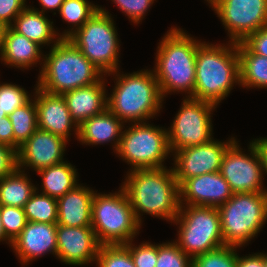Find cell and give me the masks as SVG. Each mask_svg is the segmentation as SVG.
Here are the masks:
<instances>
[{
  "label": "cell",
  "instance_id": "obj_1",
  "mask_svg": "<svg viewBox=\"0 0 267 267\" xmlns=\"http://www.w3.org/2000/svg\"><path fill=\"white\" fill-rule=\"evenodd\" d=\"M121 187L126 192L135 217L140 224L141 213L171 222L178 216L179 185L172 168L129 171Z\"/></svg>",
  "mask_w": 267,
  "mask_h": 267
},
{
  "label": "cell",
  "instance_id": "obj_2",
  "mask_svg": "<svg viewBox=\"0 0 267 267\" xmlns=\"http://www.w3.org/2000/svg\"><path fill=\"white\" fill-rule=\"evenodd\" d=\"M197 41L180 28L172 27L159 42L153 72L162 97L183 92L193 98L196 76Z\"/></svg>",
  "mask_w": 267,
  "mask_h": 267
},
{
  "label": "cell",
  "instance_id": "obj_3",
  "mask_svg": "<svg viewBox=\"0 0 267 267\" xmlns=\"http://www.w3.org/2000/svg\"><path fill=\"white\" fill-rule=\"evenodd\" d=\"M210 44L197 47L196 76L193 98L218 106L228 96L235 83L240 85L237 43Z\"/></svg>",
  "mask_w": 267,
  "mask_h": 267
},
{
  "label": "cell",
  "instance_id": "obj_4",
  "mask_svg": "<svg viewBox=\"0 0 267 267\" xmlns=\"http://www.w3.org/2000/svg\"><path fill=\"white\" fill-rule=\"evenodd\" d=\"M110 74L116 75V84L107 97V109L123 123L147 122L160 112L163 97L153 70L121 75L117 70Z\"/></svg>",
  "mask_w": 267,
  "mask_h": 267
},
{
  "label": "cell",
  "instance_id": "obj_5",
  "mask_svg": "<svg viewBox=\"0 0 267 267\" xmlns=\"http://www.w3.org/2000/svg\"><path fill=\"white\" fill-rule=\"evenodd\" d=\"M44 55L37 87L64 94L80 87L99 82L102 71L90 62L68 39H61Z\"/></svg>",
  "mask_w": 267,
  "mask_h": 267
},
{
  "label": "cell",
  "instance_id": "obj_6",
  "mask_svg": "<svg viewBox=\"0 0 267 267\" xmlns=\"http://www.w3.org/2000/svg\"><path fill=\"white\" fill-rule=\"evenodd\" d=\"M91 227L100 245L126 244L139 233L141 224L122 187L114 194L94 193Z\"/></svg>",
  "mask_w": 267,
  "mask_h": 267
},
{
  "label": "cell",
  "instance_id": "obj_7",
  "mask_svg": "<svg viewBox=\"0 0 267 267\" xmlns=\"http://www.w3.org/2000/svg\"><path fill=\"white\" fill-rule=\"evenodd\" d=\"M224 245L242 247L267 221V192L234 193L218 207Z\"/></svg>",
  "mask_w": 267,
  "mask_h": 267
},
{
  "label": "cell",
  "instance_id": "obj_8",
  "mask_svg": "<svg viewBox=\"0 0 267 267\" xmlns=\"http://www.w3.org/2000/svg\"><path fill=\"white\" fill-rule=\"evenodd\" d=\"M114 20L104 8L99 10L67 39L106 76L119 68V39Z\"/></svg>",
  "mask_w": 267,
  "mask_h": 267
},
{
  "label": "cell",
  "instance_id": "obj_9",
  "mask_svg": "<svg viewBox=\"0 0 267 267\" xmlns=\"http://www.w3.org/2000/svg\"><path fill=\"white\" fill-rule=\"evenodd\" d=\"M173 223L179 224L176 243L191 259L224 246L216 207L180 205Z\"/></svg>",
  "mask_w": 267,
  "mask_h": 267
},
{
  "label": "cell",
  "instance_id": "obj_10",
  "mask_svg": "<svg viewBox=\"0 0 267 267\" xmlns=\"http://www.w3.org/2000/svg\"><path fill=\"white\" fill-rule=\"evenodd\" d=\"M116 154L130 164L132 170L165 167L170 154L167 130L149 123H134L122 132Z\"/></svg>",
  "mask_w": 267,
  "mask_h": 267
},
{
  "label": "cell",
  "instance_id": "obj_11",
  "mask_svg": "<svg viewBox=\"0 0 267 267\" xmlns=\"http://www.w3.org/2000/svg\"><path fill=\"white\" fill-rule=\"evenodd\" d=\"M216 107L208 101L184 99L171 128L167 129L170 152L210 142L213 139L211 112Z\"/></svg>",
  "mask_w": 267,
  "mask_h": 267
},
{
  "label": "cell",
  "instance_id": "obj_12",
  "mask_svg": "<svg viewBox=\"0 0 267 267\" xmlns=\"http://www.w3.org/2000/svg\"><path fill=\"white\" fill-rule=\"evenodd\" d=\"M229 33V42H243L267 25V0H206Z\"/></svg>",
  "mask_w": 267,
  "mask_h": 267
},
{
  "label": "cell",
  "instance_id": "obj_13",
  "mask_svg": "<svg viewBox=\"0 0 267 267\" xmlns=\"http://www.w3.org/2000/svg\"><path fill=\"white\" fill-rule=\"evenodd\" d=\"M234 141L225 151L220 173L228 182L233 193L267 192L263 188L262 161L253 142L249 145V154H245Z\"/></svg>",
  "mask_w": 267,
  "mask_h": 267
},
{
  "label": "cell",
  "instance_id": "obj_14",
  "mask_svg": "<svg viewBox=\"0 0 267 267\" xmlns=\"http://www.w3.org/2000/svg\"><path fill=\"white\" fill-rule=\"evenodd\" d=\"M236 139L232 137L227 142L212 139L202 145H195L177 150L174 156V176L180 185L184 180L205 173L220 171L222 158L227 148Z\"/></svg>",
  "mask_w": 267,
  "mask_h": 267
},
{
  "label": "cell",
  "instance_id": "obj_15",
  "mask_svg": "<svg viewBox=\"0 0 267 267\" xmlns=\"http://www.w3.org/2000/svg\"><path fill=\"white\" fill-rule=\"evenodd\" d=\"M68 141L49 131L37 129L18 149L17 167L33 168L36 172L42 168L63 162Z\"/></svg>",
  "mask_w": 267,
  "mask_h": 267
},
{
  "label": "cell",
  "instance_id": "obj_16",
  "mask_svg": "<svg viewBox=\"0 0 267 267\" xmlns=\"http://www.w3.org/2000/svg\"><path fill=\"white\" fill-rule=\"evenodd\" d=\"M56 240V257L65 264L84 266L96 262L100 244L91 226L57 225Z\"/></svg>",
  "mask_w": 267,
  "mask_h": 267
},
{
  "label": "cell",
  "instance_id": "obj_17",
  "mask_svg": "<svg viewBox=\"0 0 267 267\" xmlns=\"http://www.w3.org/2000/svg\"><path fill=\"white\" fill-rule=\"evenodd\" d=\"M233 194L220 171L186 179L179 185L180 205L218 208L225 204Z\"/></svg>",
  "mask_w": 267,
  "mask_h": 267
},
{
  "label": "cell",
  "instance_id": "obj_18",
  "mask_svg": "<svg viewBox=\"0 0 267 267\" xmlns=\"http://www.w3.org/2000/svg\"><path fill=\"white\" fill-rule=\"evenodd\" d=\"M34 90L38 128L58 135L67 141L71 130L74 129L78 138L79 126L70 116L63 96L46 92L37 86Z\"/></svg>",
  "mask_w": 267,
  "mask_h": 267
},
{
  "label": "cell",
  "instance_id": "obj_19",
  "mask_svg": "<svg viewBox=\"0 0 267 267\" xmlns=\"http://www.w3.org/2000/svg\"><path fill=\"white\" fill-rule=\"evenodd\" d=\"M56 230L57 223L27 222L11 245L21 264L48 252L57 255Z\"/></svg>",
  "mask_w": 267,
  "mask_h": 267
},
{
  "label": "cell",
  "instance_id": "obj_20",
  "mask_svg": "<svg viewBox=\"0 0 267 267\" xmlns=\"http://www.w3.org/2000/svg\"><path fill=\"white\" fill-rule=\"evenodd\" d=\"M105 79L62 94L70 116L80 126L84 121L107 109Z\"/></svg>",
  "mask_w": 267,
  "mask_h": 267
},
{
  "label": "cell",
  "instance_id": "obj_21",
  "mask_svg": "<svg viewBox=\"0 0 267 267\" xmlns=\"http://www.w3.org/2000/svg\"><path fill=\"white\" fill-rule=\"evenodd\" d=\"M94 193V190L79 184L73 190L58 198L57 225L68 227L91 226Z\"/></svg>",
  "mask_w": 267,
  "mask_h": 267
},
{
  "label": "cell",
  "instance_id": "obj_22",
  "mask_svg": "<svg viewBox=\"0 0 267 267\" xmlns=\"http://www.w3.org/2000/svg\"><path fill=\"white\" fill-rule=\"evenodd\" d=\"M40 49L37 43L18 34L11 27H6L0 45V58L6 65L28 69L41 62L44 55Z\"/></svg>",
  "mask_w": 267,
  "mask_h": 267
},
{
  "label": "cell",
  "instance_id": "obj_23",
  "mask_svg": "<svg viewBox=\"0 0 267 267\" xmlns=\"http://www.w3.org/2000/svg\"><path fill=\"white\" fill-rule=\"evenodd\" d=\"M124 123L112 112L106 109L101 114L90 117L79 126L78 140L82 144L98 145L114 141L117 151ZM116 140V141H115Z\"/></svg>",
  "mask_w": 267,
  "mask_h": 267
},
{
  "label": "cell",
  "instance_id": "obj_24",
  "mask_svg": "<svg viewBox=\"0 0 267 267\" xmlns=\"http://www.w3.org/2000/svg\"><path fill=\"white\" fill-rule=\"evenodd\" d=\"M45 14L34 7H26L10 26L15 32L23 35L38 45L57 44L62 38L52 26ZM59 34V35H58ZM58 35V37H56ZM55 39V40H54Z\"/></svg>",
  "mask_w": 267,
  "mask_h": 267
},
{
  "label": "cell",
  "instance_id": "obj_25",
  "mask_svg": "<svg viewBox=\"0 0 267 267\" xmlns=\"http://www.w3.org/2000/svg\"><path fill=\"white\" fill-rule=\"evenodd\" d=\"M77 169L72 164L63 161L50 167L42 168L36 173L42 176V194L60 198L77 185Z\"/></svg>",
  "mask_w": 267,
  "mask_h": 267
},
{
  "label": "cell",
  "instance_id": "obj_26",
  "mask_svg": "<svg viewBox=\"0 0 267 267\" xmlns=\"http://www.w3.org/2000/svg\"><path fill=\"white\" fill-rule=\"evenodd\" d=\"M240 85L267 88V57L253 53L243 42L237 43Z\"/></svg>",
  "mask_w": 267,
  "mask_h": 267
},
{
  "label": "cell",
  "instance_id": "obj_27",
  "mask_svg": "<svg viewBox=\"0 0 267 267\" xmlns=\"http://www.w3.org/2000/svg\"><path fill=\"white\" fill-rule=\"evenodd\" d=\"M37 188L18 167L0 179V205L24 208Z\"/></svg>",
  "mask_w": 267,
  "mask_h": 267
},
{
  "label": "cell",
  "instance_id": "obj_28",
  "mask_svg": "<svg viewBox=\"0 0 267 267\" xmlns=\"http://www.w3.org/2000/svg\"><path fill=\"white\" fill-rule=\"evenodd\" d=\"M8 117L14 132V149L18 151L19 147L38 129L35 100L30 99Z\"/></svg>",
  "mask_w": 267,
  "mask_h": 267
},
{
  "label": "cell",
  "instance_id": "obj_29",
  "mask_svg": "<svg viewBox=\"0 0 267 267\" xmlns=\"http://www.w3.org/2000/svg\"><path fill=\"white\" fill-rule=\"evenodd\" d=\"M99 10V6L87 0H64L59 13L63 20L71 23L72 29L63 32L60 37L67 39L74 31L81 28Z\"/></svg>",
  "mask_w": 267,
  "mask_h": 267
},
{
  "label": "cell",
  "instance_id": "obj_30",
  "mask_svg": "<svg viewBox=\"0 0 267 267\" xmlns=\"http://www.w3.org/2000/svg\"><path fill=\"white\" fill-rule=\"evenodd\" d=\"M34 192L25 203L24 212L28 222L57 223V199L45 194Z\"/></svg>",
  "mask_w": 267,
  "mask_h": 267
},
{
  "label": "cell",
  "instance_id": "obj_31",
  "mask_svg": "<svg viewBox=\"0 0 267 267\" xmlns=\"http://www.w3.org/2000/svg\"><path fill=\"white\" fill-rule=\"evenodd\" d=\"M236 246L224 245L215 250L197 255L192 259V267H236Z\"/></svg>",
  "mask_w": 267,
  "mask_h": 267
},
{
  "label": "cell",
  "instance_id": "obj_32",
  "mask_svg": "<svg viewBox=\"0 0 267 267\" xmlns=\"http://www.w3.org/2000/svg\"><path fill=\"white\" fill-rule=\"evenodd\" d=\"M96 262L98 267H135L130 251L124 244L100 245Z\"/></svg>",
  "mask_w": 267,
  "mask_h": 267
},
{
  "label": "cell",
  "instance_id": "obj_33",
  "mask_svg": "<svg viewBox=\"0 0 267 267\" xmlns=\"http://www.w3.org/2000/svg\"><path fill=\"white\" fill-rule=\"evenodd\" d=\"M156 267H192V259L182 251L176 241L157 244Z\"/></svg>",
  "mask_w": 267,
  "mask_h": 267
},
{
  "label": "cell",
  "instance_id": "obj_34",
  "mask_svg": "<svg viewBox=\"0 0 267 267\" xmlns=\"http://www.w3.org/2000/svg\"><path fill=\"white\" fill-rule=\"evenodd\" d=\"M0 216L6 236L11 240L21 233L28 222L24 208L0 205Z\"/></svg>",
  "mask_w": 267,
  "mask_h": 267
},
{
  "label": "cell",
  "instance_id": "obj_35",
  "mask_svg": "<svg viewBox=\"0 0 267 267\" xmlns=\"http://www.w3.org/2000/svg\"><path fill=\"white\" fill-rule=\"evenodd\" d=\"M30 99L28 92L17 84H0V108L5 111L7 116Z\"/></svg>",
  "mask_w": 267,
  "mask_h": 267
},
{
  "label": "cell",
  "instance_id": "obj_36",
  "mask_svg": "<svg viewBox=\"0 0 267 267\" xmlns=\"http://www.w3.org/2000/svg\"><path fill=\"white\" fill-rule=\"evenodd\" d=\"M131 240L124 244L130 251L135 267H156L157 263V244L143 242L135 246Z\"/></svg>",
  "mask_w": 267,
  "mask_h": 267
},
{
  "label": "cell",
  "instance_id": "obj_37",
  "mask_svg": "<svg viewBox=\"0 0 267 267\" xmlns=\"http://www.w3.org/2000/svg\"><path fill=\"white\" fill-rule=\"evenodd\" d=\"M130 20L139 24L154 0H112Z\"/></svg>",
  "mask_w": 267,
  "mask_h": 267
},
{
  "label": "cell",
  "instance_id": "obj_38",
  "mask_svg": "<svg viewBox=\"0 0 267 267\" xmlns=\"http://www.w3.org/2000/svg\"><path fill=\"white\" fill-rule=\"evenodd\" d=\"M25 3L26 0H0V21L10 27L15 18L27 7Z\"/></svg>",
  "mask_w": 267,
  "mask_h": 267
},
{
  "label": "cell",
  "instance_id": "obj_39",
  "mask_svg": "<svg viewBox=\"0 0 267 267\" xmlns=\"http://www.w3.org/2000/svg\"><path fill=\"white\" fill-rule=\"evenodd\" d=\"M17 168V151L0 144V179L11 174Z\"/></svg>",
  "mask_w": 267,
  "mask_h": 267
},
{
  "label": "cell",
  "instance_id": "obj_40",
  "mask_svg": "<svg viewBox=\"0 0 267 267\" xmlns=\"http://www.w3.org/2000/svg\"><path fill=\"white\" fill-rule=\"evenodd\" d=\"M243 43L253 53L267 57V25L250 34Z\"/></svg>",
  "mask_w": 267,
  "mask_h": 267
},
{
  "label": "cell",
  "instance_id": "obj_41",
  "mask_svg": "<svg viewBox=\"0 0 267 267\" xmlns=\"http://www.w3.org/2000/svg\"><path fill=\"white\" fill-rule=\"evenodd\" d=\"M0 144L14 148V132L8 116L0 121Z\"/></svg>",
  "mask_w": 267,
  "mask_h": 267
},
{
  "label": "cell",
  "instance_id": "obj_42",
  "mask_svg": "<svg viewBox=\"0 0 267 267\" xmlns=\"http://www.w3.org/2000/svg\"><path fill=\"white\" fill-rule=\"evenodd\" d=\"M236 267H265L264 254L260 252L243 257L237 255Z\"/></svg>",
  "mask_w": 267,
  "mask_h": 267
},
{
  "label": "cell",
  "instance_id": "obj_43",
  "mask_svg": "<svg viewBox=\"0 0 267 267\" xmlns=\"http://www.w3.org/2000/svg\"><path fill=\"white\" fill-rule=\"evenodd\" d=\"M259 152L262 161L263 172L267 174V137L252 141Z\"/></svg>",
  "mask_w": 267,
  "mask_h": 267
},
{
  "label": "cell",
  "instance_id": "obj_44",
  "mask_svg": "<svg viewBox=\"0 0 267 267\" xmlns=\"http://www.w3.org/2000/svg\"><path fill=\"white\" fill-rule=\"evenodd\" d=\"M40 5L42 6L41 10H38L39 12H42L45 14L46 10H58L60 9L62 3L64 0H38Z\"/></svg>",
  "mask_w": 267,
  "mask_h": 267
},
{
  "label": "cell",
  "instance_id": "obj_45",
  "mask_svg": "<svg viewBox=\"0 0 267 267\" xmlns=\"http://www.w3.org/2000/svg\"><path fill=\"white\" fill-rule=\"evenodd\" d=\"M4 240L6 242L8 241V244H10L9 246L12 245V241L6 236L5 229H4L1 216H0V241H4Z\"/></svg>",
  "mask_w": 267,
  "mask_h": 267
},
{
  "label": "cell",
  "instance_id": "obj_46",
  "mask_svg": "<svg viewBox=\"0 0 267 267\" xmlns=\"http://www.w3.org/2000/svg\"><path fill=\"white\" fill-rule=\"evenodd\" d=\"M6 25L0 21V45L2 43V39L4 37V32H5V29H6Z\"/></svg>",
  "mask_w": 267,
  "mask_h": 267
},
{
  "label": "cell",
  "instance_id": "obj_47",
  "mask_svg": "<svg viewBox=\"0 0 267 267\" xmlns=\"http://www.w3.org/2000/svg\"><path fill=\"white\" fill-rule=\"evenodd\" d=\"M7 116L5 111L0 108V121H2V118Z\"/></svg>",
  "mask_w": 267,
  "mask_h": 267
},
{
  "label": "cell",
  "instance_id": "obj_48",
  "mask_svg": "<svg viewBox=\"0 0 267 267\" xmlns=\"http://www.w3.org/2000/svg\"><path fill=\"white\" fill-rule=\"evenodd\" d=\"M264 259H265V267H267V254H264Z\"/></svg>",
  "mask_w": 267,
  "mask_h": 267
}]
</instances>
